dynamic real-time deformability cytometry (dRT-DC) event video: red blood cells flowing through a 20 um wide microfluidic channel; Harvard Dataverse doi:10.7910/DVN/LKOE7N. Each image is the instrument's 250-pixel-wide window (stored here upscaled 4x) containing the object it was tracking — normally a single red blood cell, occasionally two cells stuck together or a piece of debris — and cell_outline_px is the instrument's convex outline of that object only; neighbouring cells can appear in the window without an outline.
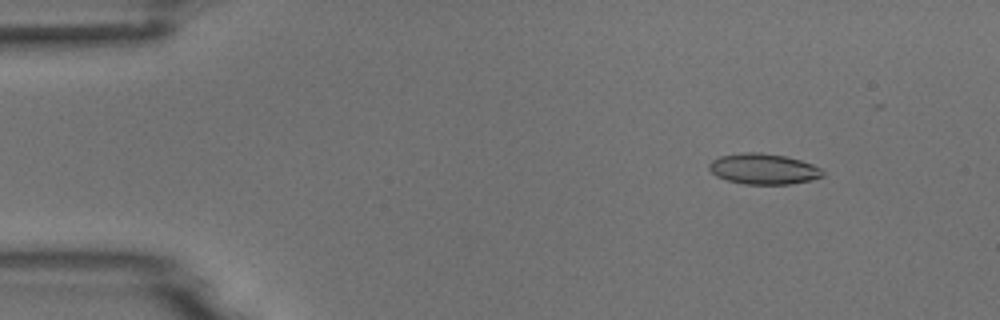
{"species": "common noctule bat (a hibernating species)", "species_latin": "Nyctalus noctula", "temperature_condition": "room temperature", "stored_images_in_passage": 9, "camera_frame_rate_fps": 3000, "um_per_image_px": 0.085, "animal": {"sex": "male", "body_mass_g": 18.8}, "frame": {"image": 1, "passage_image": 2, "time_ms": 0.333, "image_size_px": [1000, 320], "cell_outline_px": [[824, 176], [812, 180], [788, 184], [744, 184], [728, 180], [716, 176], [708, 168], [708, 164], [712, 160], [720, 156], [744, 152], [760, 152], [784, 156], [800, 160], [812, 164], [820, 168], [824, 172]], "centroid_in_image_um": [64.89, 14.36], "position_along_channel_um": 20.1, "area_um2": 20.29}}